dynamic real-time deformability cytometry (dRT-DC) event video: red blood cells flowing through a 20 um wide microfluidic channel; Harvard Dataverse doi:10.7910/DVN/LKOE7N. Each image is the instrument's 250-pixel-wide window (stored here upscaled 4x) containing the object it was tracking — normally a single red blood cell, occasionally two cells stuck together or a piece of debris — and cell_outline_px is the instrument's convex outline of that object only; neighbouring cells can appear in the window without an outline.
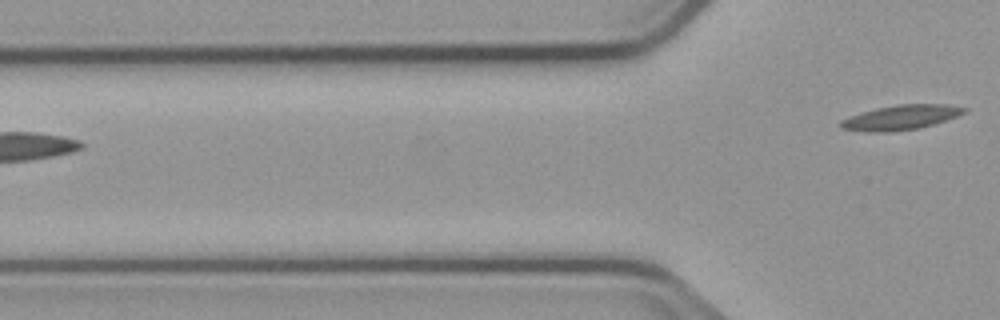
{"species": "common noctule bat (a hibernating species)", "species_latin": "Nyctalus noctula", "temperature_condition": "cold", "stored_images_in_passage": 6, "segment_of_instrument_passage": [2, 2], "camera_frame_rate_fps": 3000, "um_per_image_px": 0.085, "animal": {"sex": "male", "body_mass_g": 23.1, "forearm_length_mm": 52.7}, "frame": {"image": 1, "passage_image": 6, "time_ms": 7.333, "image_size_px": [1000, 320], "cell_outline_px": [[968, 112], [932, 124], [916, 128], [884, 132], [868, 132], [840, 128], [840, 120], [876, 108], [896, 104], [944, 104], [968, 108]], "centroid_in_image_um": [76.58, 9.97], "position_along_channel_um": 49.2, "area_um2": 17.46}}